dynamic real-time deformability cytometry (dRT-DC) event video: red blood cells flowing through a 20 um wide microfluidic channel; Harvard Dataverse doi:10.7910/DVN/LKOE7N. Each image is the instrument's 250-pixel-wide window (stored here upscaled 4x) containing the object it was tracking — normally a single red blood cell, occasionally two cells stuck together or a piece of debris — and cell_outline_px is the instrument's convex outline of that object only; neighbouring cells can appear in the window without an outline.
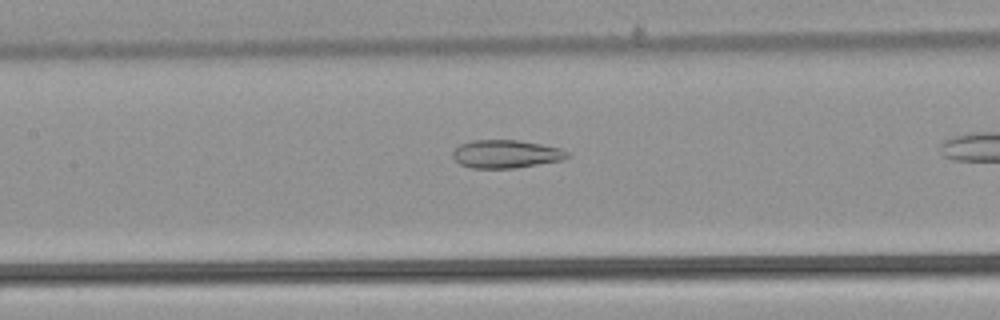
{"species": "common noctule bat (a hibernating species)", "species_latin": "Nyctalus noctula", "temperature_condition": "warm", "stored_images_in_passage": 27, "camera_frame_rate_fps": 3000, "um_per_image_px": 0.085, "animal": {"sex": "male", "body_mass_g": 21.5, "forearm_length_mm": 52.0}, "frame": {"image": 1, "passage_image": 16, "time_ms": 5.0, "image_size_px": [1000, 320], "cell_outline_px": [[572, 152], [568, 156], [560, 160], [516, 168], [472, 168], [460, 164], [452, 156], [452, 152], [460, 144], [472, 140], [520, 140], [560, 148]], "centroid_in_image_um": [43.0, 13.08], "position_along_channel_um": 164.4, "area_um2": 18.73}}